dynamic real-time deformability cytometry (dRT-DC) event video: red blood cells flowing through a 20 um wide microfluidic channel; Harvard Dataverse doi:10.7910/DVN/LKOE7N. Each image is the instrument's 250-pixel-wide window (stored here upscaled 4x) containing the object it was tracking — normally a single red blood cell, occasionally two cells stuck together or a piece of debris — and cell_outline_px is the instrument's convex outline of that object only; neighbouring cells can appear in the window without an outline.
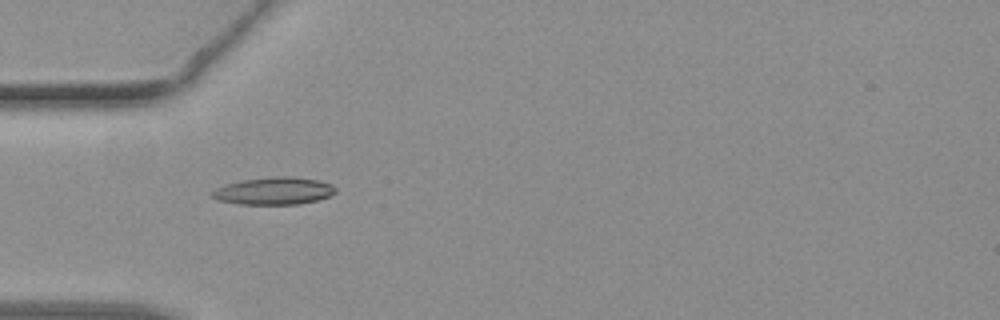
{"species": "common noctule bat (a hibernating species)", "species_latin": "Nyctalus noctula", "temperature_condition": "warm", "stored_images_in_passage": 46, "camera_frame_rate_fps": 3000, "um_per_image_px": 0.085, "animal": {"sex": "female", "body_mass_g": 19.3, "forearm_length_mm": 54.1}, "frame": {"image": 1, "passage_image": 15, "time_ms": 4.667, "image_size_px": [1000, 320], "cell_outline_px": [[336, 192], [328, 196], [316, 200], [300, 204], [240, 204], [220, 200], [208, 196], [208, 192], [216, 188], [240, 180], [276, 176], [292, 176], [316, 180], [332, 184], [336, 188]], "centroid_in_image_um": [23.25, 16.22], "position_along_channel_um": 61.8, "area_um2": 19.71}}
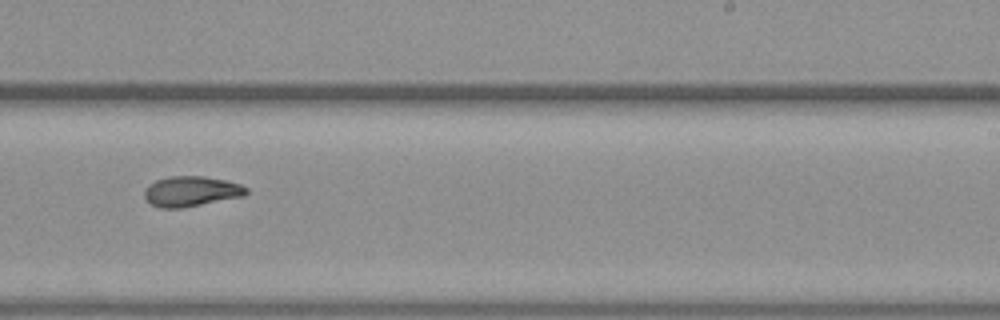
{"frame": {"image": 2, "passage_image": 29, "time_ms": 9.333, "image_size_px": [1000, 320], "cell_outline_px": [[248, 192], [244, 196], [184, 208], [160, 208], [152, 204], [144, 196], [144, 192], [148, 184], [156, 180], [168, 176], [204, 176], [224, 180], [240, 184], [248, 188]], "centroid_in_image_um": [16.25, 16.26], "position_along_channel_um": 272.7, "area_um2": 18.03}}
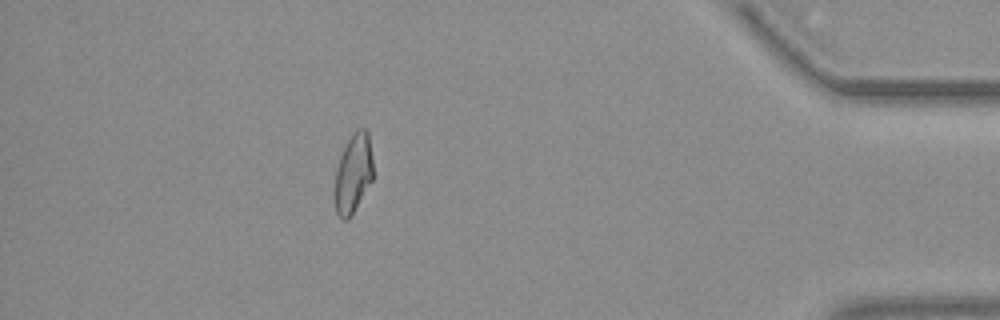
{"frame": {"image": 3, "passage_image": 41, "time_ms": 13.333, "image_size_px": [1000, 320], "cell_outline_px": [[372, 180], [352, 216], [348, 220], [344, 220], [336, 212], [332, 192], [336, 168], [340, 156], [352, 132], [356, 128], [364, 128], [368, 132], [372, 156]], "centroid_in_image_um": [29.99, 14.77], "position_along_channel_um": 405.2, "area_um2": 18.15}}